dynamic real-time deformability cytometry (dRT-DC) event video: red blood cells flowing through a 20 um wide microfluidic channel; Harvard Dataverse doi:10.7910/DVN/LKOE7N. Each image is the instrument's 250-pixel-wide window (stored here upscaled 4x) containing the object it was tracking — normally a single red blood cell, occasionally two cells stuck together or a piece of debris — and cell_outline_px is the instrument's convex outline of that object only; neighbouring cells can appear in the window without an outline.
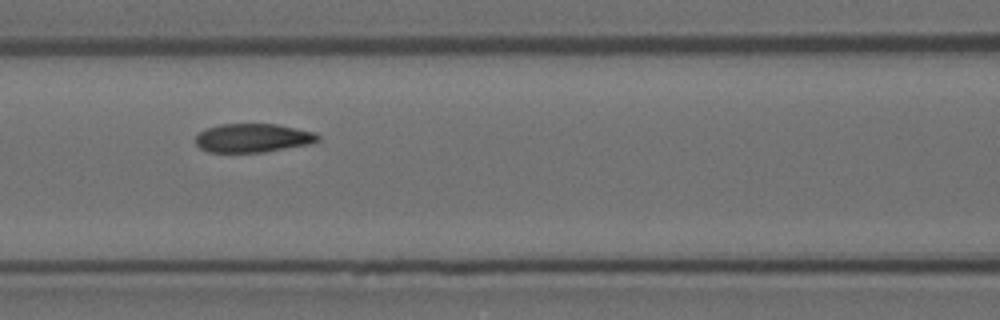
{"species": "Egyptian fruit bat (a non-hibernating species)", "species_latin": "Rousettus aegyptiacus", "temperature_condition": "room temperature", "stored_images_in_passage": 5, "segment_of_instrument_passage": [1, 2], "camera_frame_rate_fps": 3000, "um_per_image_px": 0.085, "animal": {"sex": "female"}, "frame": {"image": 1, "passage_image": 3, "time_ms": 0.667, "image_size_px": [1000, 320], "cell_outline_px": [[320, 140], [308, 144], [264, 152], [208, 152], [200, 148], [196, 144], [196, 136], [200, 132], [208, 128], [220, 124], [276, 124], [312, 132], [320, 136]], "centroid_in_image_um": [21.47, 11.73], "position_along_channel_um": 145.1, "area_um2": 20.23}}
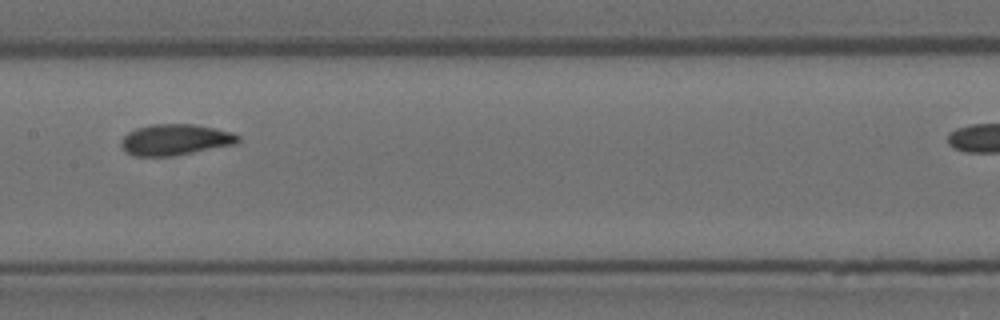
{"frame": {"image": 2, "passage_image": 4, "time_ms": 1.0, "image_size_px": [1000, 320], "cell_outline_px": [[240, 140], [236, 144], [192, 152], [164, 156], [136, 156], [128, 152], [120, 144], [120, 140], [128, 132], [136, 128], [152, 124], [192, 124], [216, 128], [232, 132], [240, 136]], "centroid_in_image_um": [14.91, 11.85], "position_along_channel_um": 192.5, "area_um2": 20.92}}